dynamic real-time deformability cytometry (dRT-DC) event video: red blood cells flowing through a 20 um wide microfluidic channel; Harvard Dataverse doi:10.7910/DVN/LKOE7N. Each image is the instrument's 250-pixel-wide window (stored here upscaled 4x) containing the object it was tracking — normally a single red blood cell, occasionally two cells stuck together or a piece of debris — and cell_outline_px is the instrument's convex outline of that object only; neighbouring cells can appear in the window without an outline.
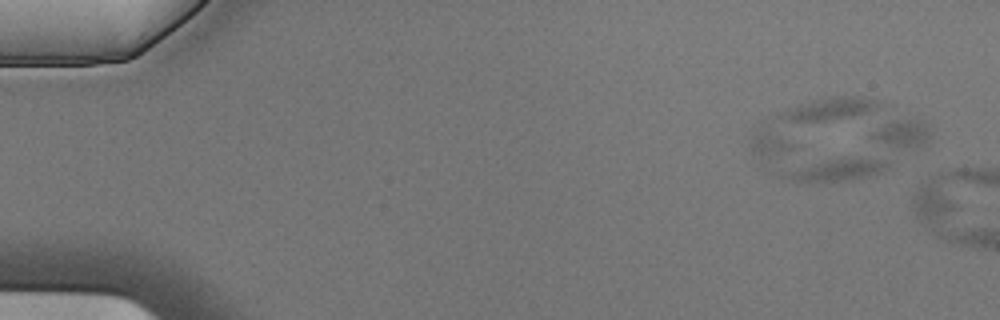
{"species": "Egyptian fruit bat (a non-hibernating species)", "species_latin": "Rousettus aegyptiacus", "temperature_condition": "cold", "stored_images_in_passage": 5, "segment_of_instrument_passage": [1, 2], "camera_frame_rate_fps": 3000, "um_per_image_px": 0.085, "animal": {"sex": "male"}, "frame": {"image": 1, "passage_image": 1, "time_ms": 0.0, "image_size_px": [1000, 320], "cell_outline_px": [[888, 168], [880, 172], [868, 176], [852, 180], [796, 180], [768, 172], [752, 156], [752, 132], [760, 124], [884, 160], [888, 164]], "centroid_in_image_um": [68.81, 13.39], "position_along_channel_um": 16.2, "area_um2": 33.58}}